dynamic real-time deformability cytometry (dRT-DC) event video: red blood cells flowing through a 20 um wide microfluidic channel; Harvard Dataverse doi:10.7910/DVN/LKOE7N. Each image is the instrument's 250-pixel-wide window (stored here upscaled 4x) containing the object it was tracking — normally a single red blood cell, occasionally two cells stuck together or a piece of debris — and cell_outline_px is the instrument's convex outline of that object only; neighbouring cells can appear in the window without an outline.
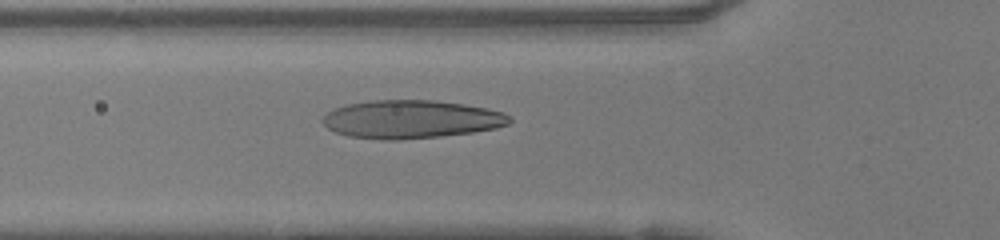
{"species": "human", "species_latin": "Homo sapiens", "temperature_condition": "warm", "stored_images_in_passage": 40, "camera_frame_rate_fps": 3000, "um_per_image_px": 0.085, "donor": {"sex": "female"}, "frame": {"image": 1, "passage_image": 8, "time_ms": 2.333, "image_size_px": [1000, 240], "cell_outline_px": [[512, 120], [508, 124], [496, 128], [472, 132], [440, 136], [396, 140], [380, 140], [348, 136], [336, 132], [328, 128], [320, 120], [328, 112], [336, 108], [348, 104], [372, 100], [432, 100], [464, 104], [504, 112]], "centroid_in_image_um": [34.93, 10.14], "position_along_channel_um": 90.9, "area_um2": 41.44}}
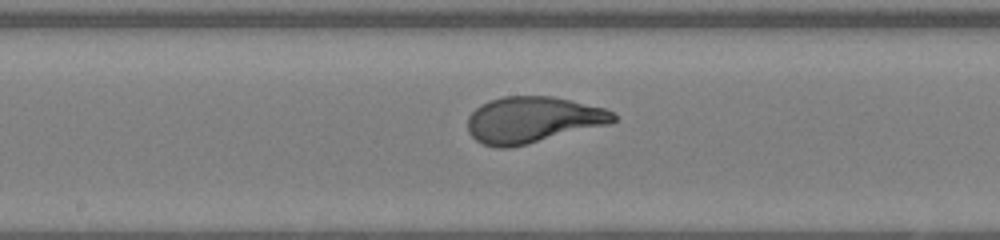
{"frame": {"image": 2, "passage_image": 16, "time_ms": 5.0, "image_size_px": [1000, 240], "cell_outline_px": [[616, 120], [612, 124], [512, 148], [496, 148], [484, 144], [476, 140], [468, 132], [468, 116], [480, 104], [488, 100], [504, 96], [552, 96], [604, 108], [612, 112], [616, 116]], "centroid_in_image_um": [45.28, 10.19], "position_along_channel_um": 202.9, "area_um2": 39.59}}
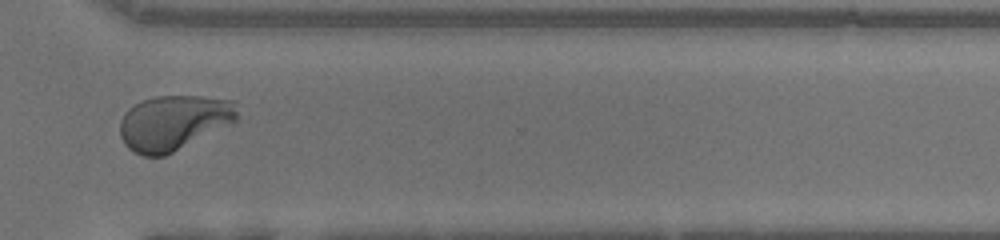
{"frame": {"image": 3, "passage_image": 27, "time_ms": 8.667, "image_size_px": [1000, 240], "cell_outline_px": [[236, 120], [232, 124], [164, 156], [144, 156], [132, 152], [124, 144], [120, 136], [120, 120], [124, 112], [128, 108], [144, 100], [156, 96], [200, 96], [236, 100]], "centroid_in_image_um": [14.75, 10.42], "position_along_channel_um": 355.9, "area_um2": 37.74}, "authors_computed_cell_mechanics": {"area_um2": 39.304, "velocity_mm_per_s": 4.169, "shape_relaxation_time_tau1_ms": 4.7922, "shape_relaxation_time_tau2_ms": null, "deformation_change_tau1": 0.2867, "deformation_change_tau2": null}}